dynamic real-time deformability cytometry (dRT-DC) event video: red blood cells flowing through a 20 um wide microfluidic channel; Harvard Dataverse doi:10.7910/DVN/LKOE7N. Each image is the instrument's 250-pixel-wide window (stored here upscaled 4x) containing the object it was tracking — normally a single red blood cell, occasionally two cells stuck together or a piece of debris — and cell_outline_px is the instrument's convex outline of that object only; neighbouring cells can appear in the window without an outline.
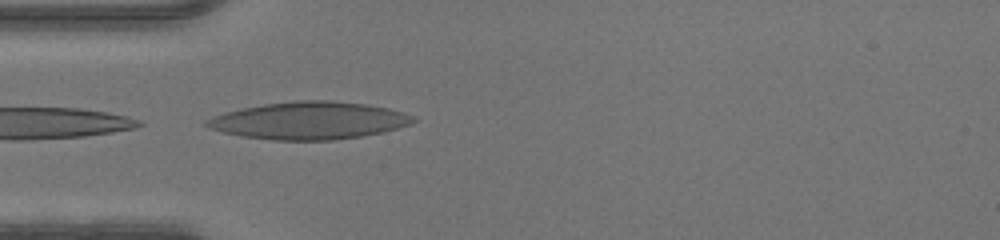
{"species": "human", "species_latin": "Homo sapiens", "temperature_condition": "warm", "stored_images_in_passage": 12, "camera_frame_rate_fps": 3000, "um_per_image_px": 0.085, "donor": {"sex": "male"}, "frame": {"image": 1, "passage_image": 12, "time_ms": 3.667, "image_size_px": [1000, 240], "cell_outline_px": [[416, 120], [412, 124], [384, 132], [360, 136], [332, 140], [272, 140], [240, 136], [208, 128], [204, 124], [204, 120], [212, 116], [224, 112], [240, 108], [264, 104], [296, 100], [332, 100], [368, 104], [388, 108], [404, 112], [412, 116]], "centroid_in_image_um": [26.26, 10.24], "position_along_channel_um": 58.7, "area_um2": 45.37}}